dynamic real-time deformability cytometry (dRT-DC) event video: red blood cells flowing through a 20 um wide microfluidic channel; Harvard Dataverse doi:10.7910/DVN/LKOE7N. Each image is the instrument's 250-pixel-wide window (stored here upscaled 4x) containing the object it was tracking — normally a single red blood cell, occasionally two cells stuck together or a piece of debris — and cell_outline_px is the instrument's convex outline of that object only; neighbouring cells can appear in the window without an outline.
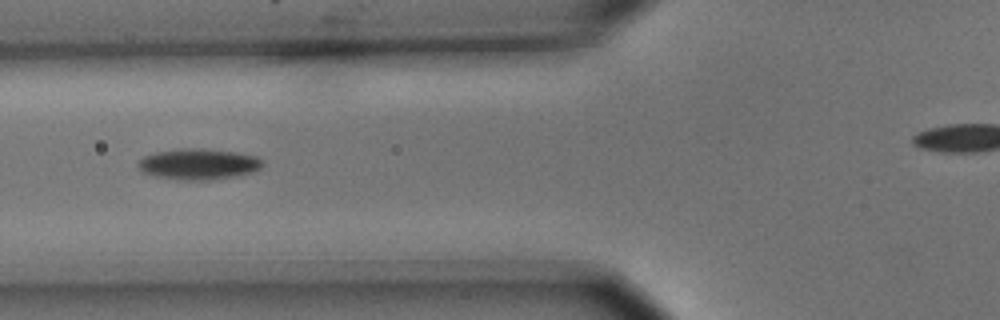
{"species": "common noctule bat (a hibernating species)", "species_latin": "Nyctalus noctula", "temperature_condition": "cold", "stored_images_in_passage": 8, "camera_frame_rate_fps": 3000, "um_per_image_px": 0.085, "animal": {"sex": "male", "body_mass_g": 15.6}, "frame": {"image": 1, "passage_image": 6, "time_ms": 1.667, "image_size_px": [1000, 320], "cell_outline_px": [[264, 164], [260, 168], [252, 172], [236, 176], [212, 180], [180, 180], [156, 176], [144, 172], [136, 164], [144, 156], [156, 152], [180, 148], [200, 148], [236, 152], [260, 156], [264, 160]], "centroid_in_image_um": [16.93, 13.94], "position_along_channel_um": 108.9, "area_um2": 22.6}}
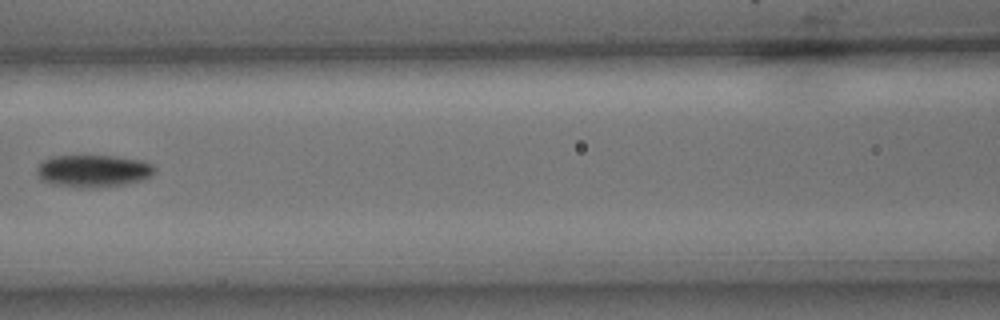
{"frame": {"image": 2, "passage_image": 7, "time_ms": 2.0, "image_size_px": [1000, 320], "cell_outline_px": [[156, 172], [152, 176], [144, 180], [124, 184], [96, 188], [76, 188], [52, 184], [44, 180], [36, 172], [36, 168], [40, 160], [52, 156], [116, 156], [140, 160], [152, 164], [156, 168]], "centroid_in_image_um": [7.93, 14.53], "position_along_channel_um": 158.7, "area_um2": 22.54}}
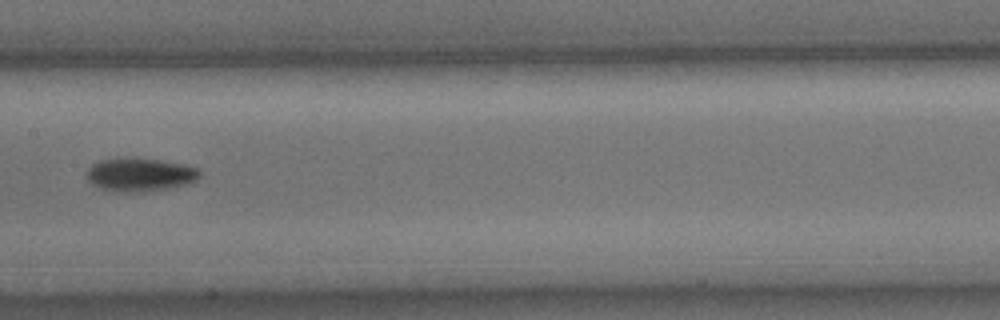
{"frame": {"image": 3, "passage_image": 8, "time_ms": 2.333, "image_size_px": [1000, 320], "cell_outline_px": [[200, 176], [196, 180], [184, 184], [164, 188], [136, 192], [124, 192], [100, 188], [88, 180], [88, 168], [92, 164], [100, 160], [160, 160], [184, 164], [196, 168], [200, 172]], "centroid_in_image_um": [11.91, 14.86], "position_along_channel_um": 195.5, "area_um2": 20.87}}